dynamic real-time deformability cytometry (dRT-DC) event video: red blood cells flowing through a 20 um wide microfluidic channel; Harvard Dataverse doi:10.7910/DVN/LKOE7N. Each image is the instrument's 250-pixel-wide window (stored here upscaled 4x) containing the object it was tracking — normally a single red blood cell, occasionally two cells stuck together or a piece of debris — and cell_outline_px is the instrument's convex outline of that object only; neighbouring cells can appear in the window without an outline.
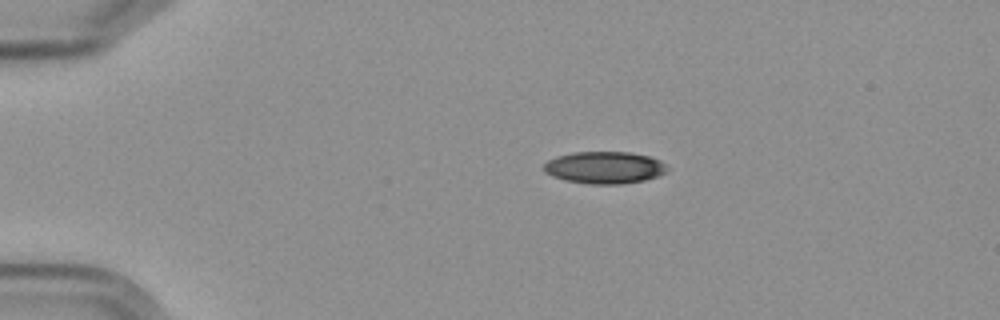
{"species": "Egyptian fruit bat (a non-hibernating species)", "species_latin": "Rousettus aegyptiacus", "temperature_condition": "cold", "stored_images_in_passage": 4, "camera_frame_rate_fps": 3000, "um_per_image_px": 0.085, "frame": {"image": 1, "passage_image": 1, "time_ms": 0.0, "image_size_px": [1000, 320], "cell_outline_px": [[668, 168], [660, 176], [644, 180], [620, 184], [588, 184], [564, 180], [552, 176], [544, 172], [544, 164], [548, 160], [556, 156], [576, 152], [628, 152], [648, 156], [660, 160]], "centroid_in_image_um": [51.36, 14.25], "position_along_channel_um": 33.6, "area_um2": 23.06}}
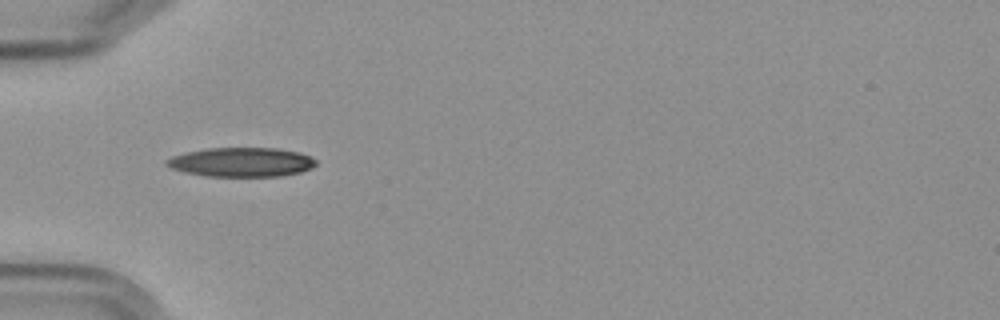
{"frame": {"image": 2, "passage_image": 3, "time_ms": 2.333, "image_size_px": [1000, 320], "cell_outline_px": [[316, 164], [312, 168], [300, 172], [280, 176], [208, 176], [184, 172], [172, 168], [164, 164], [164, 160], [172, 156], [188, 152], [208, 148], [276, 148], [300, 152], [316, 160]], "centroid_in_image_um": [20.52, 13.78], "position_along_channel_um": 64.5, "area_um2": 25.37}}
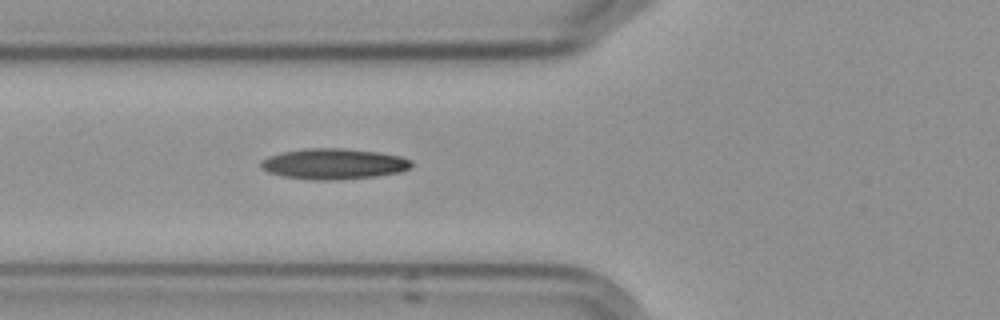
{"frame": {"image": 3, "passage_image": 4, "time_ms": 3.333, "image_size_px": [1000, 320], "cell_outline_px": [[412, 164], [408, 168], [400, 172], [376, 176], [336, 180], [312, 180], [284, 176], [268, 172], [260, 164], [260, 160], [268, 156], [284, 152], [304, 148], [344, 148], [380, 152], [400, 156], [412, 160]], "centroid_in_image_um": [28.37, 13.92], "position_along_channel_um": 97.4, "area_um2": 26.93}}